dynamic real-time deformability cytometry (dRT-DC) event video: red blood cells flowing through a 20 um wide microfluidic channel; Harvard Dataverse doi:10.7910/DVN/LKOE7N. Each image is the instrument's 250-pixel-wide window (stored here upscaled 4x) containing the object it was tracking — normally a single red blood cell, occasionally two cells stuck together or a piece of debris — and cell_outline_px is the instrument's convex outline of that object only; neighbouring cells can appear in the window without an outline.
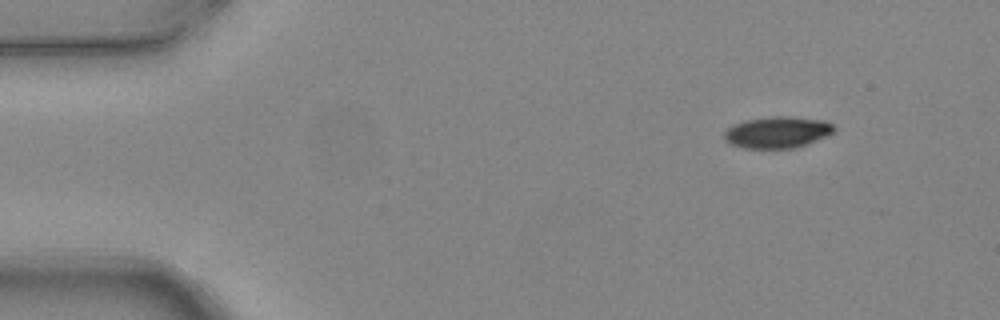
{"species": "common noctule bat (a hibernating species)", "species_latin": "Nyctalus noctula", "temperature_condition": "warm", "stored_images_in_passage": 3, "camera_frame_rate_fps": 3000, "um_per_image_px": 0.085, "animal": {"sex": "female", "body_mass_g": 24.6, "forearm_length_mm": 56.2}, "frame": {"image": 1, "passage_image": 1, "time_ms": 0.0, "image_size_px": [1000, 320], "cell_outline_px": [[836, 132], [796, 148], [744, 148], [732, 144], [724, 140], [724, 132], [732, 124], [744, 120], [772, 116], [788, 116], [824, 120], [832, 124], [836, 128]], "centroid_in_image_um": [66.08, 11.23], "position_along_channel_um": 18.9, "area_um2": 20.29}}